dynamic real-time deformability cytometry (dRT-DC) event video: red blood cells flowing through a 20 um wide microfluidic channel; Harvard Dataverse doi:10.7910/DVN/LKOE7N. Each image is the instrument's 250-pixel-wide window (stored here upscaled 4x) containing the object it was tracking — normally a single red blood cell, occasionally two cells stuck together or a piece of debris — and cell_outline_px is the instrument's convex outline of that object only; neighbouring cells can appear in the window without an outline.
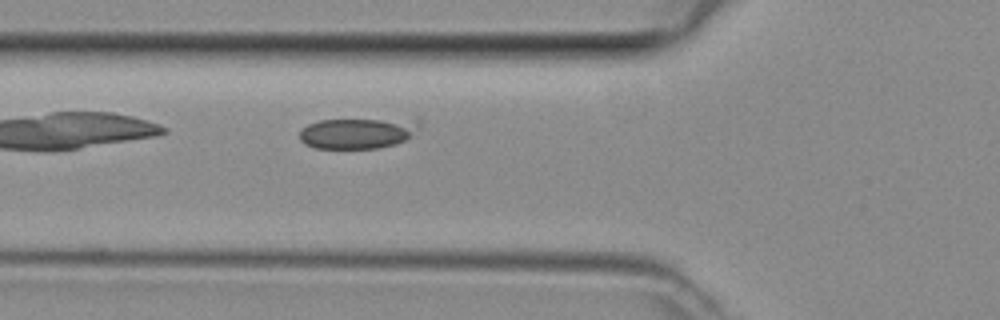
{"species": "common noctule bat (a hibernating species)", "species_latin": "Nyctalus noctula", "temperature_condition": "room temperature", "stored_images_in_passage": 3, "camera_frame_rate_fps": 3000, "um_per_image_px": 0.085, "animal": {"sex": "female", "body_mass_g": 29.2, "forearm_length_mm": 56.3}, "frame": {"image": 1, "passage_image": 3, "time_ms": 0.667, "image_size_px": [1000, 320], "cell_outline_px": [[420, 128], [404, 140], [396, 144], [376, 148], [316, 148], [304, 144], [300, 140], [300, 132], [308, 124], [320, 120], [416, 116], [420, 120]], "centroid_in_image_um": [30.53, 11.25], "position_along_channel_um": 95.3, "area_um2": 22.48}}